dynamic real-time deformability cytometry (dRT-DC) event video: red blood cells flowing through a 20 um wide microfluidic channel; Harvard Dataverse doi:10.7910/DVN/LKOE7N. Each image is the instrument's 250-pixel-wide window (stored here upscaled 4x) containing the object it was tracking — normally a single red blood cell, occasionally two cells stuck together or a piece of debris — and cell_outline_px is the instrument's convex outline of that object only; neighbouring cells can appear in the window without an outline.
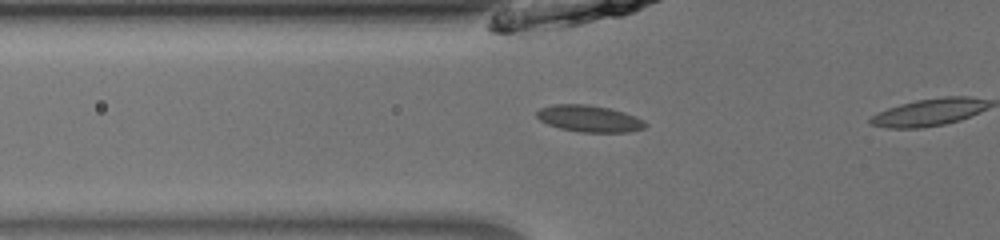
{"species": "common noctule bat (a hibernating species)", "species_latin": "Nyctalus noctula", "temperature_condition": "room temperature", "stored_images_in_passage": 10, "camera_frame_rate_fps": 3000, "um_per_image_px": 0.085, "animal": {"sex": "male", "body_mass_g": 13.0, "forearm_length_mm": 53.1}, "frame": {"image": 1, "passage_image": 9, "time_ms": 2.667, "image_size_px": [1000, 240], "cell_outline_px": [[648, 124], [644, 128], [628, 132], [580, 132], [560, 128], [548, 124], [540, 120], [536, 116], [536, 112], [540, 108], [552, 104], [588, 104], [608, 108], [624, 112], [636, 116], [644, 120]], "centroid_in_image_um": [50.09, 10.08], "position_along_channel_um": 75.7, "area_um2": 16.94}}